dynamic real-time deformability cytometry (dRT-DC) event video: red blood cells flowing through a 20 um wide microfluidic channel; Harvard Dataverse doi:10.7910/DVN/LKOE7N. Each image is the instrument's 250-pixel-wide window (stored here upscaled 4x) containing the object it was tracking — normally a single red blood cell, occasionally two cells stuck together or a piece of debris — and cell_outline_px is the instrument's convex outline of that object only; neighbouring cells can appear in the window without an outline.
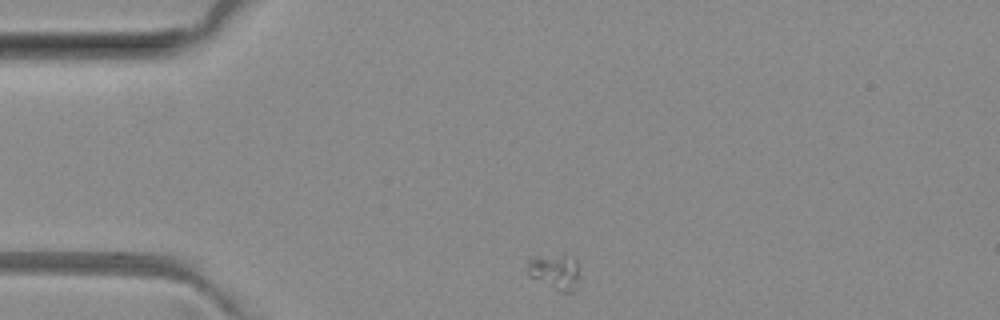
{"species": "common noctule bat (a hibernating species)", "species_latin": "Nyctalus noctula", "temperature_condition": "room temperature", "stored_images_in_passage": 42, "camera_frame_rate_fps": 3000, "um_per_image_px": 0.085, "animal": {"sex": "female", "body_mass_g": 29.2, "forearm_length_mm": 56.3}, "frame": {"image": 1, "passage_image": 1, "time_ms": 0.0, "image_size_px": [1000, 320], "cell_outline_px": [[580, 284], [572, 292], [560, 292], [528, 276], [528, 260], [564, 252], [576, 256], [580, 260]], "centroid_in_image_um": [47.31, 23.07], "position_along_channel_um": 37.7, "area_um2": 11.56}}
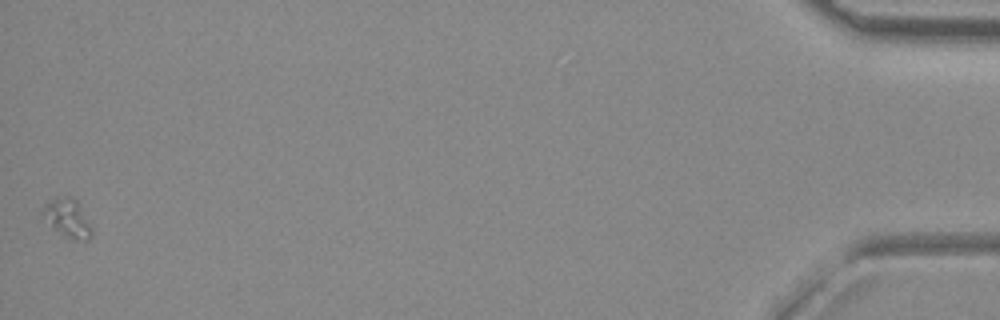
{"frame": {"image": 2, "passage_image": 42, "time_ms": 13.667, "image_size_px": [1000, 320], "cell_outline_px": [[92, 236], [88, 240], [72, 240], [64, 236], [40, 220], [40, 212], [44, 204], [56, 196], [72, 196], [80, 204], [92, 224]], "centroid_in_image_um": [5.7, 18.53], "position_along_channel_um": 429.5, "area_um2": 11.79}}